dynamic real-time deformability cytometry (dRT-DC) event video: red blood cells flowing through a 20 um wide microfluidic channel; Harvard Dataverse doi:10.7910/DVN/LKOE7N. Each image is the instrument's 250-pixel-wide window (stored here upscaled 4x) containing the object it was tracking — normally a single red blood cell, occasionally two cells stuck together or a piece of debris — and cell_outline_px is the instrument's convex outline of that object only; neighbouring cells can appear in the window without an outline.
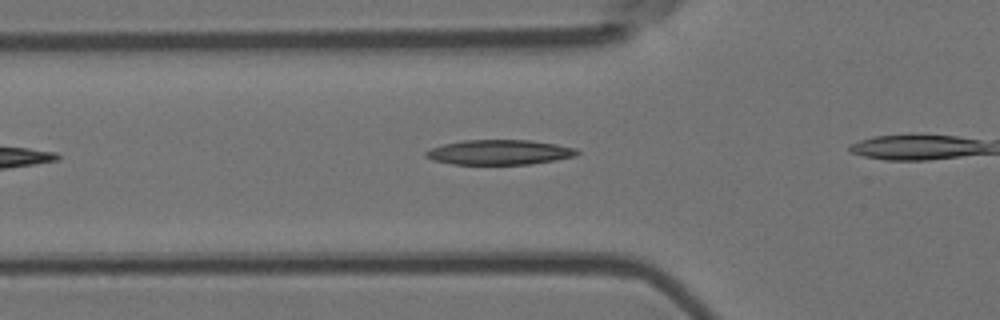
{"species": "Egyptian fruit bat (a non-hibernating species)", "species_latin": "Rousettus aegyptiacus", "temperature_condition": "room temperature", "stored_images_in_passage": 4, "camera_frame_rate_fps": 3000, "um_per_image_px": 0.085, "animal": {"sex": "female"}, "frame": {"image": 1, "passage_image": 3, "time_ms": 0.667, "image_size_px": [1000, 320], "cell_outline_px": [[580, 152], [576, 156], [556, 160], [532, 164], [452, 164], [432, 160], [424, 156], [424, 152], [432, 148], [444, 144], [464, 140], [532, 140], [556, 144], [576, 148]], "centroid_in_image_um": [42.46, 12.94], "position_along_channel_um": 83.3, "area_um2": 22.02}}